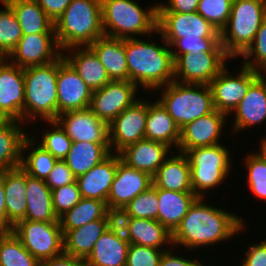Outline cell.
<instances>
[{
	"label": "cell",
	"mask_w": 266,
	"mask_h": 266,
	"mask_svg": "<svg viewBox=\"0 0 266 266\" xmlns=\"http://www.w3.org/2000/svg\"><path fill=\"white\" fill-rule=\"evenodd\" d=\"M62 54L55 34H29L22 36L6 59L20 68H27L51 63Z\"/></svg>",
	"instance_id": "18"
},
{
	"label": "cell",
	"mask_w": 266,
	"mask_h": 266,
	"mask_svg": "<svg viewBox=\"0 0 266 266\" xmlns=\"http://www.w3.org/2000/svg\"><path fill=\"white\" fill-rule=\"evenodd\" d=\"M57 43L62 51L89 46L104 34L101 0H72L54 22Z\"/></svg>",
	"instance_id": "5"
},
{
	"label": "cell",
	"mask_w": 266,
	"mask_h": 266,
	"mask_svg": "<svg viewBox=\"0 0 266 266\" xmlns=\"http://www.w3.org/2000/svg\"><path fill=\"white\" fill-rule=\"evenodd\" d=\"M230 59L225 52L179 55L174 60V81L209 85L227 65H230Z\"/></svg>",
	"instance_id": "12"
},
{
	"label": "cell",
	"mask_w": 266,
	"mask_h": 266,
	"mask_svg": "<svg viewBox=\"0 0 266 266\" xmlns=\"http://www.w3.org/2000/svg\"><path fill=\"white\" fill-rule=\"evenodd\" d=\"M27 207L23 220L37 222H58L52 205L51 189L45 180L27 174L26 185Z\"/></svg>",
	"instance_id": "30"
},
{
	"label": "cell",
	"mask_w": 266,
	"mask_h": 266,
	"mask_svg": "<svg viewBox=\"0 0 266 266\" xmlns=\"http://www.w3.org/2000/svg\"><path fill=\"white\" fill-rule=\"evenodd\" d=\"M11 232L25 249L39 262L64 253V239L60 222L20 220Z\"/></svg>",
	"instance_id": "10"
},
{
	"label": "cell",
	"mask_w": 266,
	"mask_h": 266,
	"mask_svg": "<svg viewBox=\"0 0 266 266\" xmlns=\"http://www.w3.org/2000/svg\"><path fill=\"white\" fill-rule=\"evenodd\" d=\"M173 151L174 149L162 142L143 139L125 147L118 154L121 161L129 167L153 177Z\"/></svg>",
	"instance_id": "22"
},
{
	"label": "cell",
	"mask_w": 266,
	"mask_h": 266,
	"mask_svg": "<svg viewBox=\"0 0 266 266\" xmlns=\"http://www.w3.org/2000/svg\"><path fill=\"white\" fill-rule=\"evenodd\" d=\"M227 120L230 121L226 114L215 109L212 113L187 123L180 129L177 151L185 153L193 148L223 143L221 140L222 136L225 138Z\"/></svg>",
	"instance_id": "17"
},
{
	"label": "cell",
	"mask_w": 266,
	"mask_h": 266,
	"mask_svg": "<svg viewBox=\"0 0 266 266\" xmlns=\"http://www.w3.org/2000/svg\"><path fill=\"white\" fill-rule=\"evenodd\" d=\"M63 56L92 91L111 81L106 69L89 46L67 48L63 51Z\"/></svg>",
	"instance_id": "25"
},
{
	"label": "cell",
	"mask_w": 266,
	"mask_h": 266,
	"mask_svg": "<svg viewBox=\"0 0 266 266\" xmlns=\"http://www.w3.org/2000/svg\"><path fill=\"white\" fill-rule=\"evenodd\" d=\"M176 250H178V249L176 247L172 246L169 250L164 251L162 258L160 260L159 266H214V265L207 264V263H209V261L206 262V259L202 260L200 258V256L198 258L197 255H199V254L194 253L196 255V257L193 258L194 254L189 253L187 255L186 254L187 250H185V252L183 254L182 253L178 254L179 252ZM184 254H186V255H184ZM191 255H193V256H191Z\"/></svg>",
	"instance_id": "49"
},
{
	"label": "cell",
	"mask_w": 266,
	"mask_h": 266,
	"mask_svg": "<svg viewBox=\"0 0 266 266\" xmlns=\"http://www.w3.org/2000/svg\"><path fill=\"white\" fill-rule=\"evenodd\" d=\"M154 35L146 37V40L143 38L125 39L129 81L135 83L143 91L141 95L145 91L148 94L152 93L157 88L174 81V60L170 45L158 31L156 35L160 42L152 39L155 38Z\"/></svg>",
	"instance_id": "2"
},
{
	"label": "cell",
	"mask_w": 266,
	"mask_h": 266,
	"mask_svg": "<svg viewBox=\"0 0 266 266\" xmlns=\"http://www.w3.org/2000/svg\"><path fill=\"white\" fill-rule=\"evenodd\" d=\"M245 245L243 261L238 266H266V239ZM246 250V251H245Z\"/></svg>",
	"instance_id": "51"
},
{
	"label": "cell",
	"mask_w": 266,
	"mask_h": 266,
	"mask_svg": "<svg viewBox=\"0 0 266 266\" xmlns=\"http://www.w3.org/2000/svg\"><path fill=\"white\" fill-rule=\"evenodd\" d=\"M6 204V231L25 218L27 173L21 168L1 170Z\"/></svg>",
	"instance_id": "24"
},
{
	"label": "cell",
	"mask_w": 266,
	"mask_h": 266,
	"mask_svg": "<svg viewBox=\"0 0 266 266\" xmlns=\"http://www.w3.org/2000/svg\"><path fill=\"white\" fill-rule=\"evenodd\" d=\"M44 123L46 125L43 127V133L36 132L38 136L34 132L29 134L35 137L34 140L57 160H63L68 155L73 141L56 120L44 121ZM45 127H47L46 130Z\"/></svg>",
	"instance_id": "40"
},
{
	"label": "cell",
	"mask_w": 266,
	"mask_h": 266,
	"mask_svg": "<svg viewBox=\"0 0 266 266\" xmlns=\"http://www.w3.org/2000/svg\"><path fill=\"white\" fill-rule=\"evenodd\" d=\"M163 249L129 244L126 266H159Z\"/></svg>",
	"instance_id": "48"
},
{
	"label": "cell",
	"mask_w": 266,
	"mask_h": 266,
	"mask_svg": "<svg viewBox=\"0 0 266 266\" xmlns=\"http://www.w3.org/2000/svg\"><path fill=\"white\" fill-rule=\"evenodd\" d=\"M0 54L7 58L22 38V29L12 8L0 0Z\"/></svg>",
	"instance_id": "42"
},
{
	"label": "cell",
	"mask_w": 266,
	"mask_h": 266,
	"mask_svg": "<svg viewBox=\"0 0 266 266\" xmlns=\"http://www.w3.org/2000/svg\"><path fill=\"white\" fill-rule=\"evenodd\" d=\"M226 66L217 77L209 83L212 92L214 108L229 116L239 102L244 98L250 85L261 75L240 65L235 73ZM238 71V72H237Z\"/></svg>",
	"instance_id": "11"
},
{
	"label": "cell",
	"mask_w": 266,
	"mask_h": 266,
	"mask_svg": "<svg viewBox=\"0 0 266 266\" xmlns=\"http://www.w3.org/2000/svg\"><path fill=\"white\" fill-rule=\"evenodd\" d=\"M3 176L0 173V231H6V204Z\"/></svg>",
	"instance_id": "55"
},
{
	"label": "cell",
	"mask_w": 266,
	"mask_h": 266,
	"mask_svg": "<svg viewBox=\"0 0 266 266\" xmlns=\"http://www.w3.org/2000/svg\"><path fill=\"white\" fill-rule=\"evenodd\" d=\"M39 266H86L85 260L63 253L57 257L41 261Z\"/></svg>",
	"instance_id": "54"
},
{
	"label": "cell",
	"mask_w": 266,
	"mask_h": 266,
	"mask_svg": "<svg viewBox=\"0 0 266 266\" xmlns=\"http://www.w3.org/2000/svg\"><path fill=\"white\" fill-rule=\"evenodd\" d=\"M225 142L227 140L223 144L193 148L184 153L190 164L191 187L197 197L212 198L210 194L226 185L225 180L232 176L233 162H236L232 159L235 154L231 153L234 149Z\"/></svg>",
	"instance_id": "6"
},
{
	"label": "cell",
	"mask_w": 266,
	"mask_h": 266,
	"mask_svg": "<svg viewBox=\"0 0 266 266\" xmlns=\"http://www.w3.org/2000/svg\"><path fill=\"white\" fill-rule=\"evenodd\" d=\"M128 249L129 243L119 240L115 234L106 230L85 259V265L126 266Z\"/></svg>",
	"instance_id": "34"
},
{
	"label": "cell",
	"mask_w": 266,
	"mask_h": 266,
	"mask_svg": "<svg viewBox=\"0 0 266 266\" xmlns=\"http://www.w3.org/2000/svg\"><path fill=\"white\" fill-rule=\"evenodd\" d=\"M262 136H259L261 138L258 139V151L263 155V157L266 159V139L263 137L264 134H261Z\"/></svg>",
	"instance_id": "57"
},
{
	"label": "cell",
	"mask_w": 266,
	"mask_h": 266,
	"mask_svg": "<svg viewBox=\"0 0 266 266\" xmlns=\"http://www.w3.org/2000/svg\"><path fill=\"white\" fill-rule=\"evenodd\" d=\"M44 12L55 22L72 0H36Z\"/></svg>",
	"instance_id": "53"
},
{
	"label": "cell",
	"mask_w": 266,
	"mask_h": 266,
	"mask_svg": "<svg viewBox=\"0 0 266 266\" xmlns=\"http://www.w3.org/2000/svg\"><path fill=\"white\" fill-rule=\"evenodd\" d=\"M57 73L58 59L45 65L24 68V124L32 125L31 131L39 120L42 123L57 119Z\"/></svg>",
	"instance_id": "7"
},
{
	"label": "cell",
	"mask_w": 266,
	"mask_h": 266,
	"mask_svg": "<svg viewBox=\"0 0 266 266\" xmlns=\"http://www.w3.org/2000/svg\"><path fill=\"white\" fill-rule=\"evenodd\" d=\"M145 139L162 142L174 151L178 149L180 128L156 98L154 101L147 99Z\"/></svg>",
	"instance_id": "26"
},
{
	"label": "cell",
	"mask_w": 266,
	"mask_h": 266,
	"mask_svg": "<svg viewBox=\"0 0 266 266\" xmlns=\"http://www.w3.org/2000/svg\"><path fill=\"white\" fill-rule=\"evenodd\" d=\"M152 184V177L148 173L129 167L121 161L118 154V168L107 198V207L125 208Z\"/></svg>",
	"instance_id": "21"
},
{
	"label": "cell",
	"mask_w": 266,
	"mask_h": 266,
	"mask_svg": "<svg viewBox=\"0 0 266 266\" xmlns=\"http://www.w3.org/2000/svg\"><path fill=\"white\" fill-rule=\"evenodd\" d=\"M159 211L156 220L171 234L180 225L190 206L198 198L193 192H177L157 188Z\"/></svg>",
	"instance_id": "29"
},
{
	"label": "cell",
	"mask_w": 266,
	"mask_h": 266,
	"mask_svg": "<svg viewBox=\"0 0 266 266\" xmlns=\"http://www.w3.org/2000/svg\"><path fill=\"white\" fill-rule=\"evenodd\" d=\"M75 181L76 177L67 164L63 160H57L45 183L53 190L74 183Z\"/></svg>",
	"instance_id": "50"
},
{
	"label": "cell",
	"mask_w": 266,
	"mask_h": 266,
	"mask_svg": "<svg viewBox=\"0 0 266 266\" xmlns=\"http://www.w3.org/2000/svg\"><path fill=\"white\" fill-rule=\"evenodd\" d=\"M89 47L99 58L110 80L129 81L125 39L103 35L90 44Z\"/></svg>",
	"instance_id": "27"
},
{
	"label": "cell",
	"mask_w": 266,
	"mask_h": 266,
	"mask_svg": "<svg viewBox=\"0 0 266 266\" xmlns=\"http://www.w3.org/2000/svg\"><path fill=\"white\" fill-rule=\"evenodd\" d=\"M233 0H200L197 13L219 32L227 25Z\"/></svg>",
	"instance_id": "45"
},
{
	"label": "cell",
	"mask_w": 266,
	"mask_h": 266,
	"mask_svg": "<svg viewBox=\"0 0 266 266\" xmlns=\"http://www.w3.org/2000/svg\"><path fill=\"white\" fill-rule=\"evenodd\" d=\"M110 154V143L76 141L72 142L68 155L63 161L77 178L101 163Z\"/></svg>",
	"instance_id": "33"
},
{
	"label": "cell",
	"mask_w": 266,
	"mask_h": 266,
	"mask_svg": "<svg viewBox=\"0 0 266 266\" xmlns=\"http://www.w3.org/2000/svg\"><path fill=\"white\" fill-rule=\"evenodd\" d=\"M101 5L102 26L106 36L144 38L157 31V2L146 8L135 0H101Z\"/></svg>",
	"instance_id": "4"
},
{
	"label": "cell",
	"mask_w": 266,
	"mask_h": 266,
	"mask_svg": "<svg viewBox=\"0 0 266 266\" xmlns=\"http://www.w3.org/2000/svg\"><path fill=\"white\" fill-rule=\"evenodd\" d=\"M146 97L147 95L141 96L109 124L111 153L118 154L125 147L145 139Z\"/></svg>",
	"instance_id": "14"
},
{
	"label": "cell",
	"mask_w": 266,
	"mask_h": 266,
	"mask_svg": "<svg viewBox=\"0 0 266 266\" xmlns=\"http://www.w3.org/2000/svg\"><path fill=\"white\" fill-rule=\"evenodd\" d=\"M125 209L133 218L156 220L159 211L157 188L152 184L146 191L132 199Z\"/></svg>",
	"instance_id": "44"
},
{
	"label": "cell",
	"mask_w": 266,
	"mask_h": 266,
	"mask_svg": "<svg viewBox=\"0 0 266 266\" xmlns=\"http://www.w3.org/2000/svg\"><path fill=\"white\" fill-rule=\"evenodd\" d=\"M5 58L0 54V61L4 60Z\"/></svg>",
	"instance_id": "58"
},
{
	"label": "cell",
	"mask_w": 266,
	"mask_h": 266,
	"mask_svg": "<svg viewBox=\"0 0 266 266\" xmlns=\"http://www.w3.org/2000/svg\"><path fill=\"white\" fill-rule=\"evenodd\" d=\"M157 93L160 97H157ZM152 94H155L153 97L163 105L180 129L215 110L209 85L173 81L157 88Z\"/></svg>",
	"instance_id": "8"
},
{
	"label": "cell",
	"mask_w": 266,
	"mask_h": 266,
	"mask_svg": "<svg viewBox=\"0 0 266 266\" xmlns=\"http://www.w3.org/2000/svg\"><path fill=\"white\" fill-rule=\"evenodd\" d=\"M26 127L23 122L13 120L0 128V171L20 167L22 143L31 132Z\"/></svg>",
	"instance_id": "35"
},
{
	"label": "cell",
	"mask_w": 266,
	"mask_h": 266,
	"mask_svg": "<svg viewBox=\"0 0 266 266\" xmlns=\"http://www.w3.org/2000/svg\"><path fill=\"white\" fill-rule=\"evenodd\" d=\"M56 121L73 142L110 143L109 124L90 108L67 111L58 115Z\"/></svg>",
	"instance_id": "19"
},
{
	"label": "cell",
	"mask_w": 266,
	"mask_h": 266,
	"mask_svg": "<svg viewBox=\"0 0 266 266\" xmlns=\"http://www.w3.org/2000/svg\"><path fill=\"white\" fill-rule=\"evenodd\" d=\"M200 0H166L158 2L157 13L196 12Z\"/></svg>",
	"instance_id": "52"
},
{
	"label": "cell",
	"mask_w": 266,
	"mask_h": 266,
	"mask_svg": "<svg viewBox=\"0 0 266 266\" xmlns=\"http://www.w3.org/2000/svg\"><path fill=\"white\" fill-rule=\"evenodd\" d=\"M153 185L177 192H193L190 164L184 153L173 151L152 177Z\"/></svg>",
	"instance_id": "28"
},
{
	"label": "cell",
	"mask_w": 266,
	"mask_h": 266,
	"mask_svg": "<svg viewBox=\"0 0 266 266\" xmlns=\"http://www.w3.org/2000/svg\"><path fill=\"white\" fill-rule=\"evenodd\" d=\"M24 68L6 58L0 61V107L13 120L24 123Z\"/></svg>",
	"instance_id": "20"
},
{
	"label": "cell",
	"mask_w": 266,
	"mask_h": 266,
	"mask_svg": "<svg viewBox=\"0 0 266 266\" xmlns=\"http://www.w3.org/2000/svg\"><path fill=\"white\" fill-rule=\"evenodd\" d=\"M157 31L170 45L173 60L179 55L225 52L220 32L199 13H157Z\"/></svg>",
	"instance_id": "3"
},
{
	"label": "cell",
	"mask_w": 266,
	"mask_h": 266,
	"mask_svg": "<svg viewBox=\"0 0 266 266\" xmlns=\"http://www.w3.org/2000/svg\"><path fill=\"white\" fill-rule=\"evenodd\" d=\"M53 210L58 219L72 209L80 200L77 182L51 190Z\"/></svg>",
	"instance_id": "47"
},
{
	"label": "cell",
	"mask_w": 266,
	"mask_h": 266,
	"mask_svg": "<svg viewBox=\"0 0 266 266\" xmlns=\"http://www.w3.org/2000/svg\"><path fill=\"white\" fill-rule=\"evenodd\" d=\"M107 204L98 199L81 198L68 212L59 218L63 234L67 230L75 229L89 222L106 216Z\"/></svg>",
	"instance_id": "38"
},
{
	"label": "cell",
	"mask_w": 266,
	"mask_h": 266,
	"mask_svg": "<svg viewBox=\"0 0 266 266\" xmlns=\"http://www.w3.org/2000/svg\"><path fill=\"white\" fill-rule=\"evenodd\" d=\"M133 217L125 208L107 207L106 227L109 232L122 241L131 244V233L129 226L132 224Z\"/></svg>",
	"instance_id": "46"
},
{
	"label": "cell",
	"mask_w": 266,
	"mask_h": 266,
	"mask_svg": "<svg viewBox=\"0 0 266 266\" xmlns=\"http://www.w3.org/2000/svg\"><path fill=\"white\" fill-rule=\"evenodd\" d=\"M253 150V152H252ZM251 152H246L242 160L245 167V173H247L244 181L248 190L250 191L252 198L256 197L261 201L266 200V159L258 151L252 149ZM254 196V197H253Z\"/></svg>",
	"instance_id": "39"
},
{
	"label": "cell",
	"mask_w": 266,
	"mask_h": 266,
	"mask_svg": "<svg viewBox=\"0 0 266 266\" xmlns=\"http://www.w3.org/2000/svg\"><path fill=\"white\" fill-rule=\"evenodd\" d=\"M39 261L10 231H0V266H39Z\"/></svg>",
	"instance_id": "41"
},
{
	"label": "cell",
	"mask_w": 266,
	"mask_h": 266,
	"mask_svg": "<svg viewBox=\"0 0 266 266\" xmlns=\"http://www.w3.org/2000/svg\"><path fill=\"white\" fill-rule=\"evenodd\" d=\"M240 57L243 66L266 74V18L258 29L252 44Z\"/></svg>",
	"instance_id": "43"
},
{
	"label": "cell",
	"mask_w": 266,
	"mask_h": 266,
	"mask_svg": "<svg viewBox=\"0 0 266 266\" xmlns=\"http://www.w3.org/2000/svg\"><path fill=\"white\" fill-rule=\"evenodd\" d=\"M131 244L169 250L172 245V234L157 220L133 218L129 226Z\"/></svg>",
	"instance_id": "36"
},
{
	"label": "cell",
	"mask_w": 266,
	"mask_h": 266,
	"mask_svg": "<svg viewBox=\"0 0 266 266\" xmlns=\"http://www.w3.org/2000/svg\"><path fill=\"white\" fill-rule=\"evenodd\" d=\"M235 116L230 118V116ZM233 119L228 126L231 128L230 135L238 136L247 129L265 124L266 127V74H261L248 88L246 95L236 108L228 116ZM257 125V126H256ZM266 132V129L265 131Z\"/></svg>",
	"instance_id": "15"
},
{
	"label": "cell",
	"mask_w": 266,
	"mask_h": 266,
	"mask_svg": "<svg viewBox=\"0 0 266 266\" xmlns=\"http://www.w3.org/2000/svg\"><path fill=\"white\" fill-rule=\"evenodd\" d=\"M106 230V216L84 226L67 230L63 234L64 253L85 260Z\"/></svg>",
	"instance_id": "32"
},
{
	"label": "cell",
	"mask_w": 266,
	"mask_h": 266,
	"mask_svg": "<svg viewBox=\"0 0 266 266\" xmlns=\"http://www.w3.org/2000/svg\"><path fill=\"white\" fill-rule=\"evenodd\" d=\"M140 90L131 81L111 80L102 88L93 91L89 108L99 119L110 124L140 98Z\"/></svg>",
	"instance_id": "13"
},
{
	"label": "cell",
	"mask_w": 266,
	"mask_h": 266,
	"mask_svg": "<svg viewBox=\"0 0 266 266\" xmlns=\"http://www.w3.org/2000/svg\"><path fill=\"white\" fill-rule=\"evenodd\" d=\"M265 18L266 0H233L228 23L220 32V43L231 59H240Z\"/></svg>",
	"instance_id": "9"
},
{
	"label": "cell",
	"mask_w": 266,
	"mask_h": 266,
	"mask_svg": "<svg viewBox=\"0 0 266 266\" xmlns=\"http://www.w3.org/2000/svg\"><path fill=\"white\" fill-rule=\"evenodd\" d=\"M206 199V200H205ZM208 201V202H207ZM210 199L198 197L190 206L188 213L182 219L180 225L172 233V245L177 249L183 246V250L198 253L202 248L215 249L224 241H234L237 235L242 234L246 226L243 219L236 212L216 206ZM239 215V216H238ZM233 239V240H231ZM218 246H217V245ZM212 245V246H211ZM198 251V252H196Z\"/></svg>",
	"instance_id": "1"
},
{
	"label": "cell",
	"mask_w": 266,
	"mask_h": 266,
	"mask_svg": "<svg viewBox=\"0 0 266 266\" xmlns=\"http://www.w3.org/2000/svg\"><path fill=\"white\" fill-rule=\"evenodd\" d=\"M93 91L64 58H58L57 116L71 110L89 108Z\"/></svg>",
	"instance_id": "16"
},
{
	"label": "cell",
	"mask_w": 266,
	"mask_h": 266,
	"mask_svg": "<svg viewBox=\"0 0 266 266\" xmlns=\"http://www.w3.org/2000/svg\"><path fill=\"white\" fill-rule=\"evenodd\" d=\"M14 11L22 34H55L54 22L36 0H4Z\"/></svg>",
	"instance_id": "31"
},
{
	"label": "cell",
	"mask_w": 266,
	"mask_h": 266,
	"mask_svg": "<svg viewBox=\"0 0 266 266\" xmlns=\"http://www.w3.org/2000/svg\"><path fill=\"white\" fill-rule=\"evenodd\" d=\"M13 119L0 107V128L9 125Z\"/></svg>",
	"instance_id": "56"
},
{
	"label": "cell",
	"mask_w": 266,
	"mask_h": 266,
	"mask_svg": "<svg viewBox=\"0 0 266 266\" xmlns=\"http://www.w3.org/2000/svg\"><path fill=\"white\" fill-rule=\"evenodd\" d=\"M57 159L29 134L22 143L20 167L30 176L46 180Z\"/></svg>",
	"instance_id": "37"
},
{
	"label": "cell",
	"mask_w": 266,
	"mask_h": 266,
	"mask_svg": "<svg viewBox=\"0 0 266 266\" xmlns=\"http://www.w3.org/2000/svg\"><path fill=\"white\" fill-rule=\"evenodd\" d=\"M118 168V154L111 153L87 173L76 178L82 198L106 202Z\"/></svg>",
	"instance_id": "23"
}]
</instances>
